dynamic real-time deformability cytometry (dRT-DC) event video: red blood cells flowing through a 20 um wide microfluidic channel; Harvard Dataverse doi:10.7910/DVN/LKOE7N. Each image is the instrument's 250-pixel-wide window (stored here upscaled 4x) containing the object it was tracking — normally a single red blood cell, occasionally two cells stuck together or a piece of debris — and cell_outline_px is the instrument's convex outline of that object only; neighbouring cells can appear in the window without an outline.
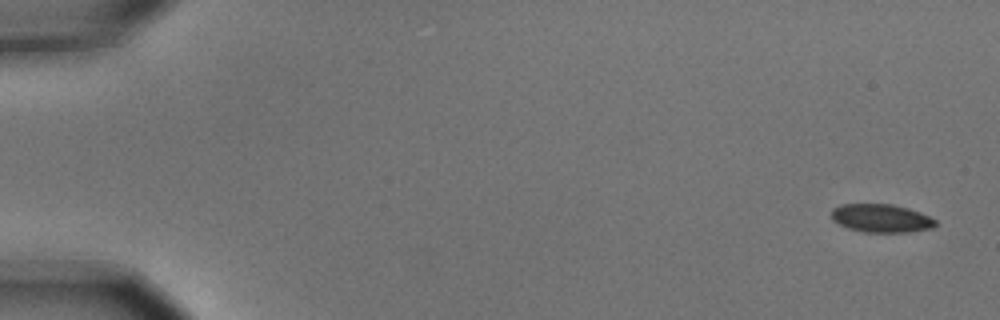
{"species": "common noctule bat (a hibernating species)", "species_latin": "Nyctalus noctula", "temperature_condition": "cold", "stored_images_in_passage": 8, "camera_frame_rate_fps": 3000, "um_per_image_px": 0.085, "animal": {"sex": "male", "body_mass_g": 15.6}, "frame": {"image": 1, "passage_image": 1, "time_ms": 0.0, "image_size_px": [1000, 320], "cell_outline_px": [[936, 224], [932, 228], [908, 232], [864, 232], [848, 228], [832, 220], [832, 208], [840, 204], [892, 204], [908, 208], [920, 212], [936, 220]], "centroid_in_image_um": [74.89, 18.54], "position_along_channel_um": 10.1, "area_um2": 17.11}}
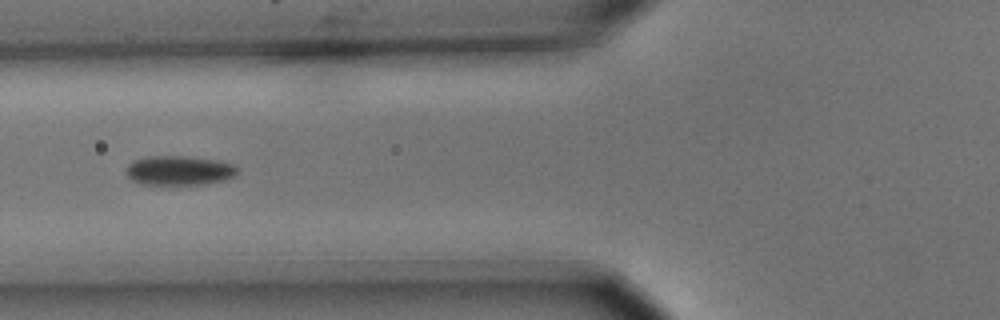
{"frame": {"image": 2, "passage_image": 6, "time_ms": 1.667, "image_size_px": [1000, 320], "cell_outline_px": [[240, 172], [228, 180], [204, 184], [160, 188], [136, 184], [128, 176], [128, 164], [132, 160], [144, 156], [196, 156], [220, 160], [236, 164], [240, 168]], "centroid_in_image_um": [15.26, 14.53], "position_along_channel_um": 110.5, "area_um2": 20.69}}
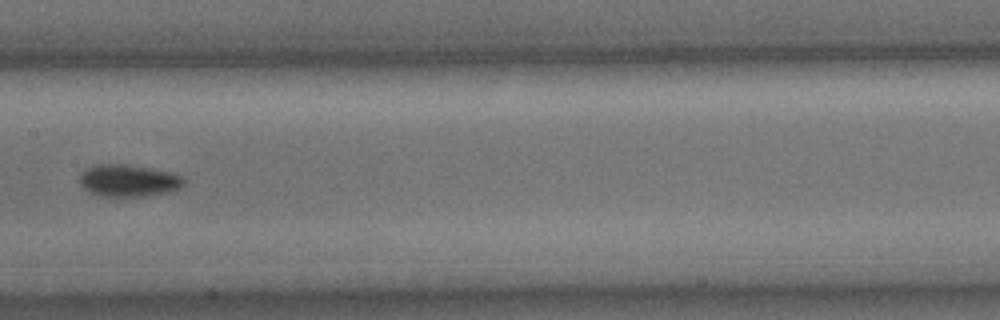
{"frame": {"image": 3, "passage_image": 8, "time_ms": 2.333, "image_size_px": [1000, 320], "cell_outline_px": [[184, 184], [180, 188], [168, 192], [144, 196], [100, 196], [84, 188], [80, 184], [80, 176], [84, 168], [96, 164], [124, 164], [148, 168], [168, 172], [180, 176], [184, 180]], "centroid_in_image_um": [10.88, 15.35], "position_along_channel_um": 196.5, "area_um2": 19.25}}